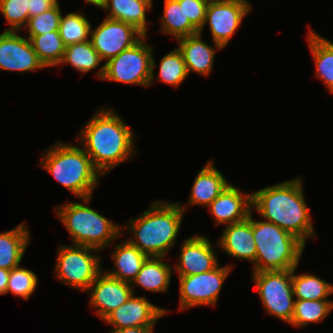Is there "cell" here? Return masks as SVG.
<instances>
[{"label": "cell", "instance_id": "4", "mask_svg": "<svg viewBox=\"0 0 333 333\" xmlns=\"http://www.w3.org/2000/svg\"><path fill=\"white\" fill-rule=\"evenodd\" d=\"M44 153L39 164L53 175L60 185L80 199L92 197L102 175L81 146L56 142L45 149Z\"/></svg>", "mask_w": 333, "mask_h": 333}, {"label": "cell", "instance_id": "34", "mask_svg": "<svg viewBox=\"0 0 333 333\" xmlns=\"http://www.w3.org/2000/svg\"><path fill=\"white\" fill-rule=\"evenodd\" d=\"M0 11L10 25L6 31H21L28 22V0H0Z\"/></svg>", "mask_w": 333, "mask_h": 333}, {"label": "cell", "instance_id": "31", "mask_svg": "<svg viewBox=\"0 0 333 333\" xmlns=\"http://www.w3.org/2000/svg\"><path fill=\"white\" fill-rule=\"evenodd\" d=\"M91 24L82 13L61 15L59 34L65 46L90 40Z\"/></svg>", "mask_w": 333, "mask_h": 333}, {"label": "cell", "instance_id": "27", "mask_svg": "<svg viewBox=\"0 0 333 333\" xmlns=\"http://www.w3.org/2000/svg\"><path fill=\"white\" fill-rule=\"evenodd\" d=\"M292 269V286L295 300H329L333 294V285L311 274H295Z\"/></svg>", "mask_w": 333, "mask_h": 333}, {"label": "cell", "instance_id": "20", "mask_svg": "<svg viewBox=\"0 0 333 333\" xmlns=\"http://www.w3.org/2000/svg\"><path fill=\"white\" fill-rule=\"evenodd\" d=\"M229 184L214 162L208 161L194 179L188 204L208 207Z\"/></svg>", "mask_w": 333, "mask_h": 333}, {"label": "cell", "instance_id": "22", "mask_svg": "<svg viewBox=\"0 0 333 333\" xmlns=\"http://www.w3.org/2000/svg\"><path fill=\"white\" fill-rule=\"evenodd\" d=\"M152 2L151 0H109L102 9L109 11L106 18L131 24L147 36L146 11L151 10Z\"/></svg>", "mask_w": 333, "mask_h": 333}, {"label": "cell", "instance_id": "18", "mask_svg": "<svg viewBox=\"0 0 333 333\" xmlns=\"http://www.w3.org/2000/svg\"><path fill=\"white\" fill-rule=\"evenodd\" d=\"M252 210L249 216L240 222L228 224L218 241V247L236 259L250 261L256 259V244L252 232Z\"/></svg>", "mask_w": 333, "mask_h": 333}, {"label": "cell", "instance_id": "8", "mask_svg": "<svg viewBox=\"0 0 333 333\" xmlns=\"http://www.w3.org/2000/svg\"><path fill=\"white\" fill-rule=\"evenodd\" d=\"M55 263L56 277L62 283L87 291L102 272L101 258L94 253L100 250L83 245H59Z\"/></svg>", "mask_w": 333, "mask_h": 333}, {"label": "cell", "instance_id": "33", "mask_svg": "<svg viewBox=\"0 0 333 333\" xmlns=\"http://www.w3.org/2000/svg\"><path fill=\"white\" fill-rule=\"evenodd\" d=\"M37 275L20 265L10 270L6 294L11 292L14 296H19L25 300H29L37 288Z\"/></svg>", "mask_w": 333, "mask_h": 333}, {"label": "cell", "instance_id": "25", "mask_svg": "<svg viewBox=\"0 0 333 333\" xmlns=\"http://www.w3.org/2000/svg\"><path fill=\"white\" fill-rule=\"evenodd\" d=\"M307 42L314 59L317 78L333 93V42L309 30Z\"/></svg>", "mask_w": 333, "mask_h": 333}, {"label": "cell", "instance_id": "38", "mask_svg": "<svg viewBox=\"0 0 333 333\" xmlns=\"http://www.w3.org/2000/svg\"><path fill=\"white\" fill-rule=\"evenodd\" d=\"M154 326L131 327L125 329H112L110 333H154Z\"/></svg>", "mask_w": 333, "mask_h": 333}, {"label": "cell", "instance_id": "9", "mask_svg": "<svg viewBox=\"0 0 333 333\" xmlns=\"http://www.w3.org/2000/svg\"><path fill=\"white\" fill-rule=\"evenodd\" d=\"M252 277L267 313L290 324L295 303L292 270L253 272Z\"/></svg>", "mask_w": 333, "mask_h": 333}, {"label": "cell", "instance_id": "41", "mask_svg": "<svg viewBox=\"0 0 333 333\" xmlns=\"http://www.w3.org/2000/svg\"><path fill=\"white\" fill-rule=\"evenodd\" d=\"M109 0H101V9H102V7H103V5L106 3V2H108Z\"/></svg>", "mask_w": 333, "mask_h": 333}, {"label": "cell", "instance_id": "14", "mask_svg": "<svg viewBox=\"0 0 333 333\" xmlns=\"http://www.w3.org/2000/svg\"><path fill=\"white\" fill-rule=\"evenodd\" d=\"M168 312L150 303L145 296L132 294L126 303L110 312L103 320L112 325L113 329L154 326Z\"/></svg>", "mask_w": 333, "mask_h": 333}, {"label": "cell", "instance_id": "35", "mask_svg": "<svg viewBox=\"0 0 333 333\" xmlns=\"http://www.w3.org/2000/svg\"><path fill=\"white\" fill-rule=\"evenodd\" d=\"M61 15L58 2L53 8L30 17L24 30H27L29 35H43L47 32L58 31Z\"/></svg>", "mask_w": 333, "mask_h": 333}, {"label": "cell", "instance_id": "15", "mask_svg": "<svg viewBox=\"0 0 333 333\" xmlns=\"http://www.w3.org/2000/svg\"><path fill=\"white\" fill-rule=\"evenodd\" d=\"M87 291L91 293L90 306L95 307L97 316L102 320L126 303L133 294L129 283L113 278L104 271L97 276Z\"/></svg>", "mask_w": 333, "mask_h": 333}, {"label": "cell", "instance_id": "24", "mask_svg": "<svg viewBox=\"0 0 333 333\" xmlns=\"http://www.w3.org/2000/svg\"><path fill=\"white\" fill-rule=\"evenodd\" d=\"M25 222L0 233V268L11 270L20 265L31 239Z\"/></svg>", "mask_w": 333, "mask_h": 333}, {"label": "cell", "instance_id": "2", "mask_svg": "<svg viewBox=\"0 0 333 333\" xmlns=\"http://www.w3.org/2000/svg\"><path fill=\"white\" fill-rule=\"evenodd\" d=\"M303 192L302 177L286 180L251 193V207L306 244L316 235Z\"/></svg>", "mask_w": 333, "mask_h": 333}, {"label": "cell", "instance_id": "26", "mask_svg": "<svg viewBox=\"0 0 333 333\" xmlns=\"http://www.w3.org/2000/svg\"><path fill=\"white\" fill-rule=\"evenodd\" d=\"M162 15L159 31L174 36L176 40L199 33L189 19L185 18L184 0H164Z\"/></svg>", "mask_w": 333, "mask_h": 333}, {"label": "cell", "instance_id": "7", "mask_svg": "<svg viewBox=\"0 0 333 333\" xmlns=\"http://www.w3.org/2000/svg\"><path fill=\"white\" fill-rule=\"evenodd\" d=\"M144 36L139 42L111 58L96 72L103 80L149 87L154 84L156 60Z\"/></svg>", "mask_w": 333, "mask_h": 333}, {"label": "cell", "instance_id": "21", "mask_svg": "<svg viewBox=\"0 0 333 333\" xmlns=\"http://www.w3.org/2000/svg\"><path fill=\"white\" fill-rule=\"evenodd\" d=\"M111 258L116 268L105 271V273L113 278L131 284L137 277L148 256L127 240H123L120 245H115V250L112 252Z\"/></svg>", "mask_w": 333, "mask_h": 333}, {"label": "cell", "instance_id": "1", "mask_svg": "<svg viewBox=\"0 0 333 333\" xmlns=\"http://www.w3.org/2000/svg\"><path fill=\"white\" fill-rule=\"evenodd\" d=\"M82 128L77 135L78 143L101 175L132 159L136 150V137L114 109L102 108L96 111Z\"/></svg>", "mask_w": 333, "mask_h": 333}, {"label": "cell", "instance_id": "28", "mask_svg": "<svg viewBox=\"0 0 333 333\" xmlns=\"http://www.w3.org/2000/svg\"><path fill=\"white\" fill-rule=\"evenodd\" d=\"M27 38L45 67L59 66L66 47L59 31L47 32L43 35H29Z\"/></svg>", "mask_w": 333, "mask_h": 333}, {"label": "cell", "instance_id": "30", "mask_svg": "<svg viewBox=\"0 0 333 333\" xmlns=\"http://www.w3.org/2000/svg\"><path fill=\"white\" fill-rule=\"evenodd\" d=\"M332 309V300H295L290 325L307 327L310 323L322 322Z\"/></svg>", "mask_w": 333, "mask_h": 333}, {"label": "cell", "instance_id": "11", "mask_svg": "<svg viewBox=\"0 0 333 333\" xmlns=\"http://www.w3.org/2000/svg\"><path fill=\"white\" fill-rule=\"evenodd\" d=\"M250 11L248 0H210L204 26L209 24L213 43L226 47Z\"/></svg>", "mask_w": 333, "mask_h": 333}, {"label": "cell", "instance_id": "10", "mask_svg": "<svg viewBox=\"0 0 333 333\" xmlns=\"http://www.w3.org/2000/svg\"><path fill=\"white\" fill-rule=\"evenodd\" d=\"M231 266L218 265L211 271L190 276H179V310L195 306H215Z\"/></svg>", "mask_w": 333, "mask_h": 333}, {"label": "cell", "instance_id": "5", "mask_svg": "<svg viewBox=\"0 0 333 333\" xmlns=\"http://www.w3.org/2000/svg\"><path fill=\"white\" fill-rule=\"evenodd\" d=\"M91 198L80 199L83 203L58 205L54 211L70 234L71 244L101 251L122 236V226L90 208Z\"/></svg>", "mask_w": 333, "mask_h": 333}, {"label": "cell", "instance_id": "37", "mask_svg": "<svg viewBox=\"0 0 333 333\" xmlns=\"http://www.w3.org/2000/svg\"><path fill=\"white\" fill-rule=\"evenodd\" d=\"M58 0H28L29 18L53 8Z\"/></svg>", "mask_w": 333, "mask_h": 333}, {"label": "cell", "instance_id": "36", "mask_svg": "<svg viewBox=\"0 0 333 333\" xmlns=\"http://www.w3.org/2000/svg\"><path fill=\"white\" fill-rule=\"evenodd\" d=\"M210 0H184L185 18L202 34L207 5Z\"/></svg>", "mask_w": 333, "mask_h": 333}, {"label": "cell", "instance_id": "23", "mask_svg": "<svg viewBox=\"0 0 333 333\" xmlns=\"http://www.w3.org/2000/svg\"><path fill=\"white\" fill-rule=\"evenodd\" d=\"M164 257H148L143 263L137 277L132 281L133 294L137 286L149 292H167L173 268L163 262Z\"/></svg>", "mask_w": 333, "mask_h": 333}, {"label": "cell", "instance_id": "39", "mask_svg": "<svg viewBox=\"0 0 333 333\" xmlns=\"http://www.w3.org/2000/svg\"><path fill=\"white\" fill-rule=\"evenodd\" d=\"M10 270L0 268V295L6 294Z\"/></svg>", "mask_w": 333, "mask_h": 333}, {"label": "cell", "instance_id": "16", "mask_svg": "<svg viewBox=\"0 0 333 333\" xmlns=\"http://www.w3.org/2000/svg\"><path fill=\"white\" fill-rule=\"evenodd\" d=\"M213 246L206 236L195 235L186 239L174 271L178 276H190L213 270L219 265Z\"/></svg>", "mask_w": 333, "mask_h": 333}, {"label": "cell", "instance_id": "12", "mask_svg": "<svg viewBox=\"0 0 333 333\" xmlns=\"http://www.w3.org/2000/svg\"><path fill=\"white\" fill-rule=\"evenodd\" d=\"M144 36L131 24L105 18L95 29L91 28L90 40L101 60L107 62L134 46Z\"/></svg>", "mask_w": 333, "mask_h": 333}, {"label": "cell", "instance_id": "17", "mask_svg": "<svg viewBox=\"0 0 333 333\" xmlns=\"http://www.w3.org/2000/svg\"><path fill=\"white\" fill-rule=\"evenodd\" d=\"M208 208L217 226L237 223L245 220L253 210L251 194H244L238 187L229 184Z\"/></svg>", "mask_w": 333, "mask_h": 333}, {"label": "cell", "instance_id": "6", "mask_svg": "<svg viewBox=\"0 0 333 333\" xmlns=\"http://www.w3.org/2000/svg\"><path fill=\"white\" fill-rule=\"evenodd\" d=\"M252 232L256 244L253 272L292 270L297 267L305 244L296 236L269 221H254Z\"/></svg>", "mask_w": 333, "mask_h": 333}, {"label": "cell", "instance_id": "13", "mask_svg": "<svg viewBox=\"0 0 333 333\" xmlns=\"http://www.w3.org/2000/svg\"><path fill=\"white\" fill-rule=\"evenodd\" d=\"M18 33L5 30L0 34V69L25 73L46 68L33 50L30 40Z\"/></svg>", "mask_w": 333, "mask_h": 333}, {"label": "cell", "instance_id": "19", "mask_svg": "<svg viewBox=\"0 0 333 333\" xmlns=\"http://www.w3.org/2000/svg\"><path fill=\"white\" fill-rule=\"evenodd\" d=\"M201 36L202 34L197 33L177 40L188 75L192 72L203 76L210 75L214 66L215 49H223L217 43H215V47H212L204 42Z\"/></svg>", "mask_w": 333, "mask_h": 333}, {"label": "cell", "instance_id": "32", "mask_svg": "<svg viewBox=\"0 0 333 333\" xmlns=\"http://www.w3.org/2000/svg\"><path fill=\"white\" fill-rule=\"evenodd\" d=\"M187 76L183 55L178 48L161 58L158 76L160 82L178 87Z\"/></svg>", "mask_w": 333, "mask_h": 333}, {"label": "cell", "instance_id": "40", "mask_svg": "<svg viewBox=\"0 0 333 333\" xmlns=\"http://www.w3.org/2000/svg\"><path fill=\"white\" fill-rule=\"evenodd\" d=\"M85 2L90 3L98 8H101V0H85Z\"/></svg>", "mask_w": 333, "mask_h": 333}, {"label": "cell", "instance_id": "3", "mask_svg": "<svg viewBox=\"0 0 333 333\" xmlns=\"http://www.w3.org/2000/svg\"><path fill=\"white\" fill-rule=\"evenodd\" d=\"M137 218L121 229L130 230L136 239L127 241L148 257H166L174 246L187 206L153 201Z\"/></svg>", "mask_w": 333, "mask_h": 333}, {"label": "cell", "instance_id": "29", "mask_svg": "<svg viewBox=\"0 0 333 333\" xmlns=\"http://www.w3.org/2000/svg\"><path fill=\"white\" fill-rule=\"evenodd\" d=\"M101 62L99 53L93 48L91 40H88L66 46L59 65L70 64L78 72L87 73L100 66Z\"/></svg>", "mask_w": 333, "mask_h": 333}]
</instances>
